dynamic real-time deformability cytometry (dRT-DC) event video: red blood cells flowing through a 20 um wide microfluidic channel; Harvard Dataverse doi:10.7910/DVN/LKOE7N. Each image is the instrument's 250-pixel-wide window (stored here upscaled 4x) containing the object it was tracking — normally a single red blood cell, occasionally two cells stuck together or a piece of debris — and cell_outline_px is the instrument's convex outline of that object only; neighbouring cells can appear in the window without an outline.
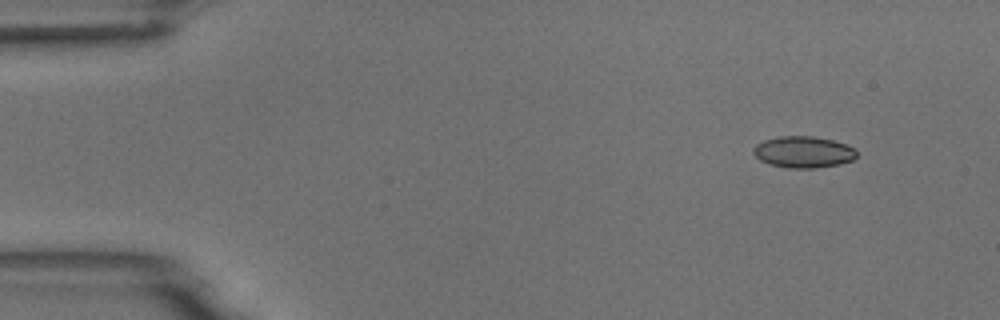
{"species": "common noctule bat (a hibernating species)", "species_latin": "Nyctalus noctula", "temperature_condition": "room temperature", "stored_images_in_passage": 5, "camera_frame_rate_fps": 3000, "um_per_image_px": 0.085, "animal": {"sex": "male", "body_mass_g": 18.8}, "frame": {"image": 1, "passage_image": 2, "time_ms": 1.0, "image_size_px": [1000, 320], "cell_outline_px": [[856, 156], [852, 160], [840, 164], [816, 168], [788, 168], [768, 164], [760, 160], [752, 152], [752, 148], [756, 144], [764, 140], [776, 136], [812, 136], [832, 140], [856, 148]], "centroid_in_image_um": [68.26, 12.92], "position_along_channel_um": 16.7, "area_um2": 19.07}}
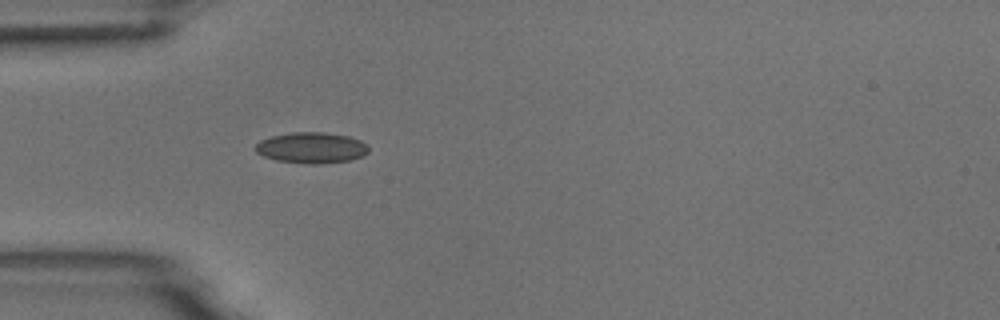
{"frame": {"image": 2, "passage_image": 5, "time_ms": 4.667, "image_size_px": [1000, 320], "cell_outline_px": [[368, 152], [364, 156], [352, 160], [324, 164], [304, 164], [276, 160], [264, 156], [256, 152], [256, 144], [260, 140], [272, 136], [292, 132], [324, 132], [348, 136], [360, 140], [368, 144]], "centroid_in_image_um": [26.51, 12.57], "position_along_channel_um": 58.5, "area_um2": 20.63}}